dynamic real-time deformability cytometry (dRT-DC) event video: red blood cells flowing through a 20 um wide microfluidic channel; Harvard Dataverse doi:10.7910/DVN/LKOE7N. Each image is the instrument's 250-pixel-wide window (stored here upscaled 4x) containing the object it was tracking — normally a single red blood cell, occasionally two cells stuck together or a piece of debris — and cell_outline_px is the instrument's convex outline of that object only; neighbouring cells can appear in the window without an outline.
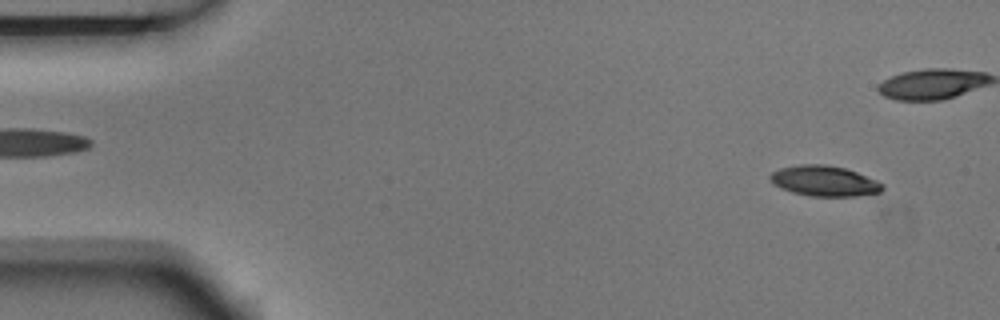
{"species": "Egyptian fruit bat (a non-hibernating species)", "species_latin": "Rousettus aegyptiacus", "temperature_condition": "room temperature", "stored_images_in_passage": 4, "camera_frame_rate_fps": 3000, "um_per_image_px": 0.085, "animal": {"sex": "male"}, "frame": {"image": 1, "passage_image": 1, "time_ms": 0.0, "image_size_px": [1000, 320], "cell_outline_px": [[884, 188], [880, 192], [856, 196], [812, 196], [792, 192], [780, 188], [772, 184], [768, 176], [772, 172], [780, 168], [796, 164], [828, 164], [844, 168], [856, 172], [876, 180], [884, 184]], "centroid_in_image_um": [70.03, 15.37], "position_along_channel_um": 15.0, "area_um2": 20.06}}